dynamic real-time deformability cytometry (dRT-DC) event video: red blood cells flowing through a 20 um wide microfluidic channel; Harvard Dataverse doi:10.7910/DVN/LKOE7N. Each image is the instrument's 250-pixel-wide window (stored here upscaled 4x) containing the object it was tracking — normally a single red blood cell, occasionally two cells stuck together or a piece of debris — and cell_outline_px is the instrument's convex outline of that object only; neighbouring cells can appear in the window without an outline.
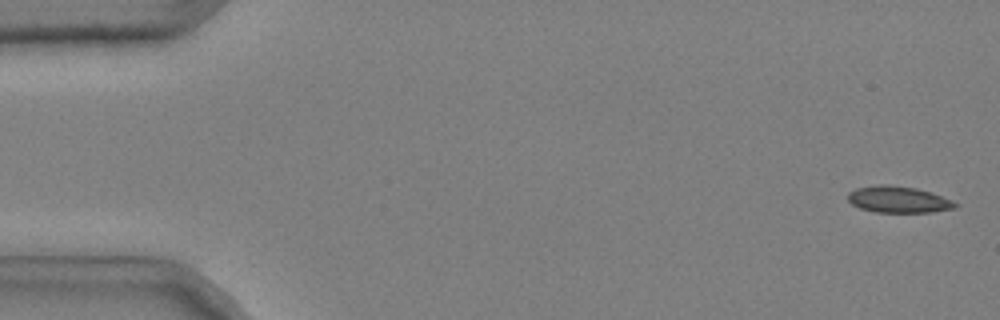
{"species": "common noctule bat (a hibernating species)", "species_latin": "Nyctalus noctula", "temperature_condition": "cold", "stored_images_in_passage": 52, "camera_frame_rate_fps": 3000, "um_per_image_px": 0.085, "animal": {"sex": "male", "body_mass_g": 20.4}, "frame": {"image": 1, "passage_image": 2, "time_ms": 0.333, "image_size_px": [1000, 320], "cell_outline_px": [[960, 204], [956, 208], [932, 212], [876, 212], [860, 208], [852, 204], [848, 200], [848, 192], [856, 188], [876, 184], [888, 184], [916, 188], [952, 200]], "centroid_in_image_um": [76.35, 16.95], "position_along_channel_um": 8.7, "area_um2": 16.59}}
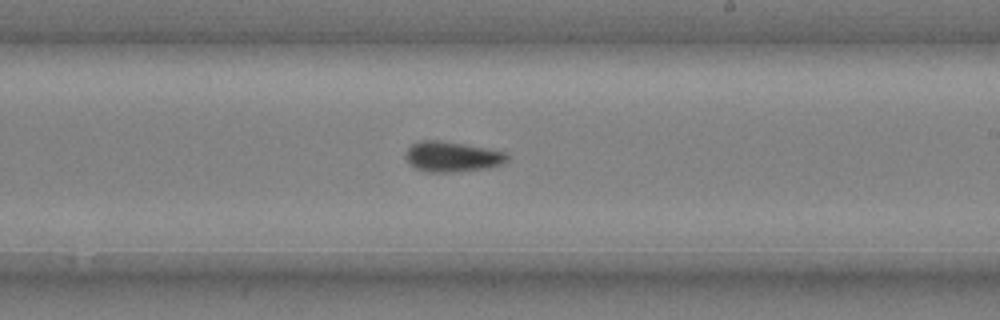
{"frame": {"image": 2, "passage_image": 32, "time_ms": 10.333, "image_size_px": [1000, 320], "cell_outline_px": [[508, 160], [504, 164], [488, 168], [452, 172], [424, 172], [408, 164], [404, 156], [408, 148], [412, 144], [420, 140], [436, 140], [464, 144], [508, 152]], "centroid_in_image_um": [38.43, 13.32], "position_along_channel_um": 250.6, "area_um2": 18.15}}
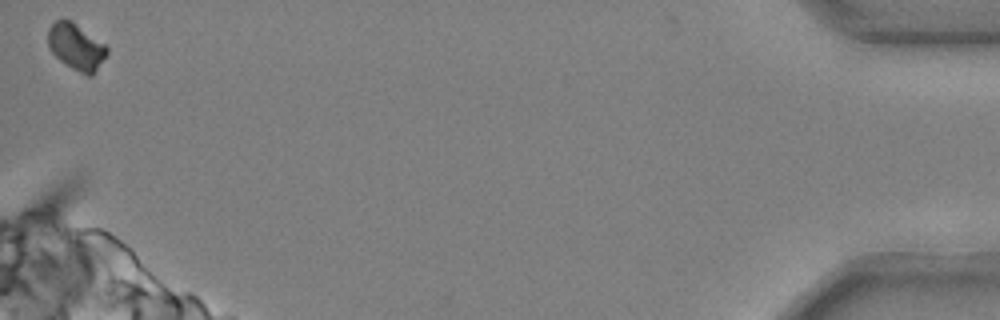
{"frame": {"image": 3, "passage_image": 52, "time_ms": 17.0, "image_size_px": [1000, 320], "cell_outline_px": [[108, 52], [92, 76], [88, 76], [72, 68], [60, 60], [48, 48], [48, 28], [56, 20], [68, 20], [104, 44], [108, 48]], "centroid_in_image_um": [6.45, 4.0], "position_along_channel_um": 428.7, "area_um2": 15.37}, "authors_computed_cell_mechanics": {"area_um2": 17.1666, "velocity_mm_per_s": 3.717, "shape_relaxation_time_tau1_ms": null, "shape_relaxation_time_tau2_ms": 7.9657, "deformation_change_tau1": null, "deformation_change_tau2": 0.0981}}